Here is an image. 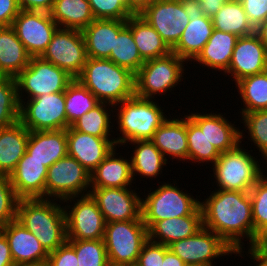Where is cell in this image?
I'll list each match as a JSON object with an SVG mask.
<instances>
[{
  "label": "cell",
  "instance_id": "59",
  "mask_svg": "<svg viewBox=\"0 0 267 266\" xmlns=\"http://www.w3.org/2000/svg\"><path fill=\"white\" fill-rule=\"evenodd\" d=\"M255 245L267 255V230L258 237Z\"/></svg>",
  "mask_w": 267,
  "mask_h": 266
},
{
  "label": "cell",
  "instance_id": "31",
  "mask_svg": "<svg viewBox=\"0 0 267 266\" xmlns=\"http://www.w3.org/2000/svg\"><path fill=\"white\" fill-rule=\"evenodd\" d=\"M31 56L12 26L0 27V72L15 78L28 66Z\"/></svg>",
  "mask_w": 267,
  "mask_h": 266
},
{
  "label": "cell",
  "instance_id": "41",
  "mask_svg": "<svg viewBox=\"0 0 267 266\" xmlns=\"http://www.w3.org/2000/svg\"><path fill=\"white\" fill-rule=\"evenodd\" d=\"M20 103L15 78L4 77L0 81V128L19 121Z\"/></svg>",
  "mask_w": 267,
  "mask_h": 266
},
{
  "label": "cell",
  "instance_id": "54",
  "mask_svg": "<svg viewBox=\"0 0 267 266\" xmlns=\"http://www.w3.org/2000/svg\"><path fill=\"white\" fill-rule=\"evenodd\" d=\"M181 2L188 17H202L204 15L198 0H181Z\"/></svg>",
  "mask_w": 267,
  "mask_h": 266
},
{
  "label": "cell",
  "instance_id": "37",
  "mask_svg": "<svg viewBox=\"0 0 267 266\" xmlns=\"http://www.w3.org/2000/svg\"><path fill=\"white\" fill-rule=\"evenodd\" d=\"M113 112V105L100 102L96 107L85 113L71 126L77 131L99 138H113L112 129H115L112 128L115 126V122H111V117H114ZM110 123L113 124L111 125Z\"/></svg>",
  "mask_w": 267,
  "mask_h": 266
},
{
  "label": "cell",
  "instance_id": "45",
  "mask_svg": "<svg viewBox=\"0 0 267 266\" xmlns=\"http://www.w3.org/2000/svg\"><path fill=\"white\" fill-rule=\"evenodd\" d=\"M19 197L8 175L0 174V225L16 220Z\"/></svg>",
  "mask_w": 267,
  "mask_h": 266
},
{
  "label": "cell",
  "instance_id": "19",
  "mask_svg": "<svg viewBox=\"0 0 267 266\" xmlns=\"http://www.w3.org/2000/svg\"><path fill=\"white\" fill-rule=\"evenodd\" d=\"M68 155L75 158L90 173L116 146L114 138H99L75 130L66 129Z\"/></svg>",
  "mask_w": 267,
  "mask_h": 266
},
{
  "label": "cell",
  "instance_id": "43",
  "mask_svg": "<svg viewBox=\"0 0 267 266\" xmlns=\"http://www.w3.org/2000/svg\"><path fill=\"white\" fill-rule=\"evenodd\" d=\"M75 249L78 266H108L109 260L103 239H67Z\"/></svg>",
  "mask_w": 267,
  "mask_h": 266
},
{
  "label": "cell",
  "instance_id": "27",
  "mask_svg": "<svg viewBox=\"0 0 267 266\" xmlns=\"http://www.w3.org/2000/svg\"><path fill=\"white\" fill-rule=\"evenodd\" d=\"M26 152L49 168L68 155L66 130L29 131Z\"/></svg>",
  "mask_w": 267,
  "mask_h": 266
},
{
  "label": "cell",
  "instance_id": "58",
  "mask_svg": "<svg viewBox=\"0 0 267 266\" xmlns=\"http://www.w3.org/2000/svg\"><path fill=\"white\" fill-rule=\"evenodd\" d=\"M255 33L259 36L267 50V20L255 29Z\"/></svg>",
  "mask_w": 267,
  "mask_h": 266
},
{
  "label": "cell",
  "instance_id": "61",
  "mask_svg": "<svg viewBox=\"0 0 267 266\" xmlns=\"http://www.w3.org/2000/svg\"><path fill=\"white\" fill-rule=\"evenodd\" d=\"M108 266H135V265L109 262Z\"/></svg>",
  "mask_w": 267,
  "mask_h": 266
},
{
  "label": "cell",
  "instance_id": "42",
  "mask_svg": "<svg viewBox=\"0 0 267 266\" xmlns=\"http://www.w3.org/2000/svg\"><path fill=\"white\" fill-rule=\"evenodd\" d=\"M252 220L254 225V245L258 237L267 230V174L263 175L249 191Z\"/></svg>",
  "mask_w": 267,
  "mask_h": 266
},
{
  "label": "cell",
  "instance_id": "10",
  "mask_svg": "<svg viewBox=\"0 0 267 266\" xmlns=\"http://www.w3.org/2000/svg\"><path fill=\"white\" fill-rule=\"evenodd\" d=\"M19 121L29 131H50L68 128L65 91L19 100Z\"/></svg>",
  "mask_w": 267,
  "mask_h": 266
},
{
  "label": "cell",
  "instance_id": "64",
  "mask_svg": "<svg viewBox=\"0 0 267 266\" xmlns=\"http://www.w3.org/2000/svg\"><path fill=\"white\" fill-rule=\"evenodd\" d=\"M3 232V226L0 225V234Z\"/></svg>",
  "mask_w": 267,
  "mask_h": 266
},
{
  "label": "cell",
  "instance_id": "9",
  "mask_svg": "<svg viewBox=\"0 0 267 266\" xmlns=\"http://www.w3.org/2000/svg\"><path fill=\"white\" fill-rule=\"evenodd\" d=\"M103 240L109 262L136 265L148 228L143 220L107 222Z\"/></svg>",
  "mask_w": 267,
  "mask_h": 266
},
{
  "label": "cell",
  "instance_id": "48",
  "mask_svg": "<svg viewBox=\"0 0 267 266\" xmlns=\"http://www.w3.org/2000/svg\"><path fill=\"white\" fill-rule=\"evenodd\" d=\"M240 2L255 29L267 20V0H240Z\"/></svg>",
  "mask_w": 267,
  "mask_h": 266
},
{
  "label": "cell",
  "instance_id": "1",
  "mask_svg": "<svg viewBox=\"0 0 267 266\" xmlns=\"http://www.w3.org/2000/svg\"><path fill=\"white\" fill-rule=\"evenodd\" d=\"M200 207L203 226L220 236L236 252L235 256H244V238L249 246L254 245L249 192L215 189L200 201Z\"/></svg>",
  "mask_w": 267,
  "mask_h": 266
},
{
  "label": "cell",
  "instance_id": "7",
  "mask_svg": "<svg viewBox=\"0 0 267 266\" xmlns=\"http://www.w3.org/2000/svg\"><path fill=\"white\" fill-rule=\"evenodd\" d=\"M187 62L170 52L168 55L147 60L135 74V95L155 99L157 94L166 95L184 78Z\"/></svg>",
  "mask_w": 267,
  "mask_h": 266
},
{
  "label": "cell",
  "instance_id": "44",
  "mask_svg": "<svg viewBox=\"0 0 267 266\" xmlns=\"http://www.w3.org/2000/svg\"><path fill=\"white\" fill-rule=\"evenodd\" d=\"M241 123L244 124L245 133L248 132V140L262 154L263 160L267 159V110H257L249 113H244L241 116Z\"/></svg>",
  "mask_w": 267,
  "mask_h": 266
},
{
  "label": "cell",
  "instance_id": "36",
  "mask_svg": "<svg viewBox=\"0 0 267 266\" xmlns=\"http://www.w3.org/2000/svg\"><path fill=\"white\" fill-rule=\"evenodd\" d=\"M237 92L243 102L240 117L244 113L257 110H267V70L244 77L235 84Z\"/></svg>",
  "mask_w": 267,
  "mask_h": 266
},
{
  "label": "cell",
  "instance_id": "23",
  "mask_svg": "<svg viewBox=\"0 0 267 266\" xmlns=\"http://www.w3.org/2000/svg\"><path fill=\"white\" fill-rule=\"evenodd\" d=\"M116 149L117 146L90 173V188H128L135 183L130 158L123 157Z\"/></svg>",
  "mask_w": 267,
  "mask_h": 266
},
{
  "label": "cell",
  "instance_id": "11",
  "mask_svg": "<svg viewBox=\"0 0 267 266\" xmlns=\"http://www.w3.org/2000/svg\"><path fill=\"white\" fill-rule=\"evenodd\" d=\"M90 187V172L75 158L67 155L48 168L45 198L55 199L62 205L66 198L89 194Z\"/></svg>",
  "mask_w": 267,
  "mask_h": 266
},
{
  "label": "cell",
  "instance_id": "35",
  "mask_svg": "<svg viewBox=\"0 0 267 266\" xmlns=\"http://www.w3.org/2000/svg\"><path fill=\"white\" fill-rule=\"evenodd\" d=\"M211 18L215 30L232 33L238 37L255 33V28L249 22L240 0L226 2Z\"/></svg>",
  "mask_w": 267,
  "mask_h": 266
},
{
  "label": "cell",
  "instance_id": "3",
  "mask_svg": "<svg viewBox=\"0 0 267 266\" xmlns=\"http://www.w3.org/2000/svg\"><path fill=\"white\" fill-rule=\"evenodd\" d=\"M101 103L113 106L135 95V74L110 59H87L76 78Z\"/></svg>",
  "mask_w": 267,
  "mask_h": 266
},
{
  "label": "cell",
  "instance_id": "39",
  "mask_svg": "<svg viewBox=\"0 0 267 266\" xmlns=\"http://www.w3.org/2000/svg\"><path fill=\"white\" fill-rule=\"evenodd\" d=\"M186 131L188 144V161L201 164H214L220 153L208 141L200 127L186 115ZM205 162V163H204ZM210 162V163H209Z\"/></svg>",
  "mask_w": 267,
  "mask_h": 266
},
{
  "label": "cell",
  "instance_id": "14",
  "mask_svg": "<svg viewBox=\"0 0 267 266\" xmlns=\"http://www.w3.org/2000/svg\"><path fill=\"white\" fill-rule=\"evenodd\" d=\"M185 264L214 266L213 261L236 252L215 232L204 226L194 235L168 245ZM230 254V255H229Z\"/></svg>",
  "mask_w": 267,
  "mask_h": 266
},
{
  "label": "cell",
  "instance_id": "63",
  "mask_svg": "<svg viewBox=\"0 0 267 266\" xmlns=\"http://www.w3.org/2000/svg\"><path fill=\"white\" fill-rule=\"evenodd\" d=\"M5 76L0 72V81L4 78Z\"/></svg>",
  "mask_w": 267,
  "mask_h": 266
},
{
  "label": "cell",
  "instance_id": "49",
  "mask_svg": "<svg viewBox=\"0 0 267 266\" xmlns=\"http://www.w3.org/2000/svg\"><path fill=\"white\" fill-rule=\"evenodd\" d=\"M48 260L51 266H78L75 249L67 241L50 252Z\"/></svg>",
  "mask_w": 267,
  "mask_h": 266
},
{
  "label": "cell",
  "instance_id": "13",
  "mask_svg": "<svg viewBox=\"0 0 267 266\" xmlns=\"http://www.w3.org/2000/svg\"><path fill=\"white\" fill-rule=\"evenodd\" d=\"M41 58L76 79L88 59L82 31L58 28Z\"/></svg>",
  "mask_w": 267,
  "mask_h": 266
},
{
  "label": "cell",
  "instance_id": "26",
  "mask_svg": "<svg viewBox=\"0 0 267 266\" xmlns=\"http://www.w3.org/2000/svg\"><path fill=\"white\" fill-rule=\"evenodd\" d=\"M126 25V20L94 19L82 30L87 56L89 58L110 57L115 38Z\"/></svg>",
  "mask_w": 267,
  "mask_h": 266
},
{
  "label": "cell",
  "instance_id": "8",
  "mask_svg": "<svg viewBox=\"0 0 267 266\" xmlns=\"http://www.w3.org/2000/svg\"><path fill=\"white\" fill-rule=\"evenodd\" d=\"M15 80L18 100H27L41 95L64 92L74 78L41 57H31L28 66L15 77Z\"/></svg>",
  "mask_w": 267,
  "mask_h": 266
},
{
  "label": "cell",
  "instance_id": "17",
  "mask_svg": "<svg viewBox=\"0 0 267 266\" xmlns=\"http://www.w3.org/2000/svg\"><path fill=\"white\" fill-rule=\"evenodd\" d=\"M129 188H90L105 222L142 220L141 197Z\"/></svg>",
  "mask_w": 267,
  "mask_h": 266
},
{
  "label": "cell",
  "instance_id": "18",
  "mask_svg": "<svg viewBox=\"0 0 267 266\" xmlns=\"http://www.w3.org/2000/svg\"><path fill=\"white\" fill-rule=\"evenodd\" d=\"M267 70V50L256 33L239 37L226 76L240 79ZM230 74V75H229Z\"/></svg>",
  "mask_w": 267,
  "mask_h": 266
},
{
  "label": "cell",
  "instance_id": "20",
  "mask_svg": "<svg viewBox=\"0 0 267 266\" xmlns=\"http://www.w3.org/2000/svg\"><path fill=\"white\" fill-rule=\"evenodd\" d=\"M190 112L188 116L205 133L208 141L221 154L236 148L244 139L243 130L228 121L222 113ZM224 116V117H223ZM243 138V139H242Z\"/></svg>",
  "mask_w": 267,
  "mask_h": 266
},
{
  "label": "cell",
  "instance_id": "16",
  "mask_svg": "<svg viewBox=\"0 0 267 266\" xmlns=\"http://www.w3.org/2000/svg\"><path fill=\"white\" fill-rule=\"evenodd\" d=\"M172 49L179 41L190 19L181 0H155L139 14Z\"/></svg>",
  "mask_w": 267,
  "mask_h": 266
},
{
  "label": "cell",
  "instance_id": "46",
  "mask_svg": "<svg viewBox=\"0 0 267 266\" xmlns=\"http://www.w3.org/2000/svg\"><path fill=\"white\" fill-rule=\"evenodd\" d=\"M95 19L127 20L133 13L127 0H88Z\"/></svg>",
  "mask_w": 267,
  "mask_h": 266
},
{
  "label": "cell",
  "instance_id": "6",
  "mask_svg": "<svg viewBox=\"0 0 267 266\" xmlns=\"http://www.w3.org/2000/svg\"><path fill=\"white\" fill-rule=\"evenodd\" d=\"M163 183L147 195L143 193L141 199V217L148 229L159 220L191 215L200 206L197 196L181 190L176 181Z\"/></svg>",
  "mask_w": 267,
  "mask_h": 266
},
{
  "label": "cell",
  "instance_id": "28",
  "mask_svg": "<svg viewBox=\"0 0 267 266\" xmlns=\"http://www.w3.org/2000/svg\"><path fill=\"white\" fill-rule=\"evenodd\" d=\"M238 36L232 33H226L213 30L211 37L203 47L202 51L193 60L200 66L207 67L208 70L224 71L223 75L228 71L234 47L236 46Z\"/></svg>",
  "mask_w": 267,
  "mask_h": 266
},
{
  "label": "cell",
  "instance_id": "60",
  "mask_svg": "<svg viewBox=\"0 0 267 266\" xmlns=\"http://www.w3.org/2000/svg\"><path fill=\"white\" fill-rule=\"evenodd\" d=\"M15 266H51V264H50L48 259H44L41 261H36V262H32V263H25L22 265H15Z\"/></svg>",
  "mask_w": 267,
  "mask_h": 266
},
{
  "label": "cell",
  "instance_id": "55",
  "mask_svg": "<svg viewBox=\"0 0 267 266\" xmlns=\"http://www.w3.org/2000/svg\"><path fill=\"white\" fill-rule=\"evenodd\" d=\"M248 247L247 253L251 257L250 259L255 261V266H267V255L264 254L256 245Z\"/></svg>",
  "mask_w": 267,
  "mask_h": 266
},
{
  "label": "cell",
  "instance_id": "50",
  "mask_svg": "<svg viewBox=\"0 0 267 266\" xmlns=\"http://www.w3.org/2000/svg\"><path fill=\"white\" fill-rule=\"evenodd\" d=\"M19 11L17 0H0V27L12 26Z\"/></svg>",
  "mask_w": 267,
  "mask_h": 266
},
{
  "label": "cell",
  "instance_id": "34",
  "mask_svg": "<svg viewBox=\"0 0 267 266\" xmlns=\"http://www.w3.org/2000/svg\"><path fill=\"white\" fill-rule=\"evenodd\" d=\"M49 13L63 29L82 31L95 19L88 0H55Z\"/></svg>",
  "mask_w": 267,
  "mask_h": 266
},
{
  "label": "cell",
  "instance_id": "30",
  "mask_svg": "<svg viewBox=\"0 0 267 266\" xmlns=\"http://www.w3.org/2000/svg\"><path fill=\"white\" fill-rule=\"evenodd\" d=\"M28 140L29 130L20 121L0 128V174H11L26 153Z\"/></svg>",
  "mask_w": 267,
  "mask_h": 266
},
{
  "label": "cell",
  "instance_id": "47",
  "mask_svg": "<svg viewBox=\"0 0 267 266\" xmlns=\"http://www.w3.org/2000/svg\"><path fill=\"white\" fill-rule=\"evenodd\" d=\"M164 245L148 240L138 256L135 266H162Z\"/></svg>",
  "mask_w": 267,
  "mask_h": 266
},
{
  "label": "cell",
  "instance_id": "5",
  "mask_svg": "<svg viewBox=\"0 0 267 266\" xmlns=\"http://www.w3.org/2000/svg\"><path fill=\"white\" fill-rule=\"evenodd\" d=\"M243 145L221 153L212 165L215 189L249 192L265 174L257 156L253 157Z\"/></svg>",
  "mask_w": 267,
  "mask_h": 266
},
{
  "label": "cell",
  "instance_id": "33",
  "mask_svg": "<svg viewBox=\"0 0 267 266\" xmlns=\"http://www.w3.org/2000/svg\"><path fill=\"white\" fill-rule=\"evenodd\" d=\"M126 24L132 31L133 39L144 61L163 57L172 52L160 34L139 14L129 17Z\"/></svg>",
  "mask_w": 267,
  "mask_h": 266
},
{
  "label": "cell",
  "instance_id": "2",
  "mask_svg": "<svg viewBox=\"0 0 267 266\" xmlns=\"http://www.w3.org/2000/svg\"><path fill=\"white\" fill-rule=\"evenodd\" d=\"M16 220L34 234L48 253L67 241L64 207L55 199H19Z\"/></svg>",
  "mask_w": 267,
  "mask_h": 266
},
{
  "label": "cell",
  "instance_id": "21",
  "mask_svg": "<svg viewBox=\"0 0 267 266\" xmlns=\"http://www.w3.org/2000/svg\"><path fill=\"white\" fill-rule=\"evenodd\" d=\"M48 167L27 152L9 175L16 195L21 198H45Z\"/></svg>",
  "mask_w": 267,
  "mask_h": 266
},
{
  "label": "cell",
  "instance_id": "29",
  "mask_svg": "<svg viewBox=\"0 0 267 266\" xmlns=\"http://www.w3.org/2000/svg\"><path fill=\"white\" fill-rule=\"evenodd\" d=\"M190 22L183 31L178 43L171 49L178 57L191 62L202 51L211 37L214 27L212 18L206 15L202 17H189Z\"/></svg>",
  "mask_w": 267,
  "mask_h": 266
},
{
  "label": "cell",
  "instance_id": "24",
  "mask_svg": "<svg viewBox=\"0 0 267 266\" xmlns=\"http://www.w3.org/2000/svg\"><path fill=\"white\" fill-rule=\"evenodd\" d=\"M2 233L6 236L15 265L48 259L49 253L38 239L17 220L3 226Z\"/></svg>",
  "mask_w": 267,
  "mask_h": 266
},
{
  "label": "cell",
  "instance_id": "12",
  "mask_svg": "<svg viewBox=\"0 0 267 266\" xmlns=\"http://www.w3.org/2000/svg\"><path fill=\"white\" fill-rule=\"evenodd\" d=\"M64 202L67 205H63L67 239L98 240L104 238L106 222L90 194L72 196L64 199L62 203ZM71 202H73L72 205L67 204Z\"/></svg>",
  "mask_w": 267,
  "mask_h": 266
},
{
  "label": "cell",
  "instance_id": "15",
  "mask_svg": "<svg viewBox=\"0 0 267 266\" xmlns=\"http://www.w3.org/2000/svg\"><path fill=\"white\" fill-rule=\"evenodd\" d=\"M12 27L31 57H41L59 28L49 12L20 10Z\"/></svg>",
  "mask_w": 267,
  "mask_h": 266
},
{
  "label": "cell",
  "instance_id": "38",
  "mask_svg": "<svg viewBox=\"0 0 267 266\" xmlns=\"http://www.w3.org/2000/svg\"><path fill=\"white\" fill-rule=\"evenodd\" d=\"M108 59L116 65L130 70L134 74L144 64L145 61L141 58L133 39L132 31L127 24L119 31V34L115 38L114 49H112Z\"/></svg>",
  "mask_w": 267,
  "mask_h": 266
},
{
  "label": "cell",
  "instance_id": "62",
  "mask_svg": "<svg viewBox=\"0 0 267 266\" xmlns=\"http://www.w3.org/2000/svg\"><path fill=\"white\" fill-rule=\"evenodd\" d=\"M185 266H203V265H200V264H186Z\"/></svg>",
  "mask_w": 267,
  "mask_h": 266
},
{
  "label": "cell",
  "instance_id": "51",
  "mask_svg": "<svg viewBox=\"0 0 267 266\" xmlns=\"http://www.w3.org/2000/svg\"><path fill=\"white\" fill-rule=\"evenodd\" d=\"M55 0H17L20 10L50 12Z\"/></svg>",
  "mask_w": 267,
  "mask_h": 266
},
{
  "label": "cell",
  "instance_id": "4",
  "mask_svg": "<svg viewBox=\"0 0 267 266\" xmlns=\"http://www.w3.org/2000/svg\"><path fill=\"white\" fill-rule=\"evenodd\" d=\"M154 100L134 95L114 106L116 119L113 121L118 124L116 129H120L119 137L115 138L118 148L131 141L151 140L158 127L168 118L163 107Z\"/></svg>",
  "mask_w": 267,
  "mask_h": 266
},
{
  "label": "cell",
  "instance_id": "56",
  "mask_svg": "<svg viewBox=\"0 0 267 266\" xmlns=\"http://www.w3.org/2000/svg\"><path fill=\"white\" fill-rule=\"evenodd\" d=\"M186 264L173 253L168 246L164 245V259L162 266H185Z\"/></svg>",
  "mask_w": 267,
  "mask_h": 266
},
{
  "label": "cell",
  "instance_id": "40",
  "mask_svg": "<svg viewBox=\"0 0 267 266\" xmlns=\"http://www.w3.org/2000/svg\"><path fill=\"white\" fill-rule=\"evenodd\" d=\"M65 111L68 128L89 110L96 107L98 99L77 79H74L65 90Z\"/></svg>",
  "mask_w": 267,
  "mask_h": 266
},
{
  "label": "cell",
  "instance_id": "32",
  "mask_svg": "<svg viewBox=\"0 0 267 266\" xmlns=\"http://www.w3.org/2000/svg\"><path fill=\"white\" fill-rule=\"evenodd\" d=\"M128 143L135 149L130 154L132 155L130 161L133 180H136L135 176L137 177V175L141 178L155 180L160 173L162 174L163 168L169 164L151 140H137Z\"/></svg>",
  "mask_w": 267,
  "mask_h": 266
},
{
  "label": "cell",
  "instance_id": "22",
  "mask_svg": "<svg viewBox=\"0 0 267 266\" xmlns=\"http://www.w3.org/2000/svg\"><path fill=\"white\" fill-rule=\"evenodd\" d=\"M167 118L155 131L151 141L162 152L165 159L188 162V144L186 131V115ZM169 155V156H168Z\"/></svg>",
  "mask_w": 267,
  "mask_h": 266
},
{
  "label": "cell",
  "instance_id": "52",
  "mask_svg": "<svg viewBox=\"0 0 267 266\" xmlns=\"http://www.w3.org/2000/svg\"><path fill=\"white\" fill-rule=\"evenodd\" d=\"M0 266H15L6 236L0 234Z\"/></svg>",
  "mask_w": 267,
  "mask_h": 266
},
{
  "label": "cell",
  "instance_id": "57",
  "mask_svg": "<svg viewBox=\"0 0 267 266\" xmlns=\"http://www.w3.org/2000/svg\"><path fill=\"white\" fill-rule=\"evenodd\" d=\"M155 0H127V7L133 14H140L146 7Z\"/></svg>",
  "mask_w": 267,
  "mask_h": 266
},
{
  "label": "cell",
  "instance_id": "25",
  "mask_svg": "<svg viewBox=\"0 0 267 266\" xmlns=\"http://www.w3.org/2000/svg\"><path fill=\"white\" fill-rule=\"evenodd\" d=\"M202 227V210L199 206L191 215L156 221L148 229V240L168 246L194 235Z\"/></svg>",
  "mask_w": 267,
  "mask_h": 266
},
{
  "label": "cell",
  "instance_id": "53",
  "mask_svg": "<svg viewBox=\"0 0 267 266\" xmlns=\"http://www.w3.org/2000/svg\"><path fill=\"white\" fill-rule=\"evenodd\" d=\"M201 3L202 12L208 17L214 16L223 4L231 0H198Z\"/></svg>",
  "mask_w": 267,
  "mask_h": 266
}]
</instances>
